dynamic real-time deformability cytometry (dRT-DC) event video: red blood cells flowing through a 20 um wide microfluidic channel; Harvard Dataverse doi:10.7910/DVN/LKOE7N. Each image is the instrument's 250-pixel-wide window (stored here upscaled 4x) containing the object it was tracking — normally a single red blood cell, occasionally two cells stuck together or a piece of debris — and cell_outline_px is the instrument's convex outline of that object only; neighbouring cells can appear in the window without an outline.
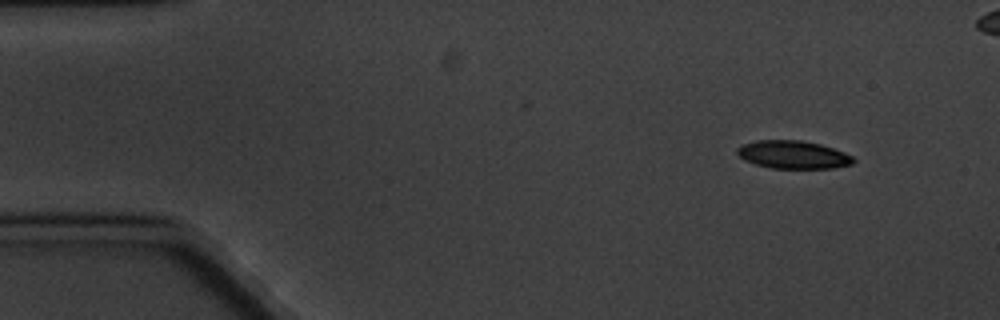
{"species": "common noctule bat (a hibernating species)", "species_latin": "Nyctalus noctula", "temperature_condition": "cold", "stored_images_in_passage": 7, "camera_frame_rate_fps": 3000, "um_per_image_px": 0.085, "animal": {"sex": "male", "body_mass_g": 20.1, "forearm_length_mm": 53.5}, "frame": {"image": 1, "passage_image": 1, "time_ms": 0.0, "image_size_px": [1000, 320], "cell_outline_px": [[856, 160], [852, 164], [832, 168], [772, 168], [756, 164], [744, 160], [736, 152], [736, 148], [744, 144], [756, 140], [800, 140], [820, 144], [844, 152], [852, 156]], "centroid_in_image_um": [67.41, 13.14], "position_along_channel_um": 17.6, "area_um2": 18.84}}
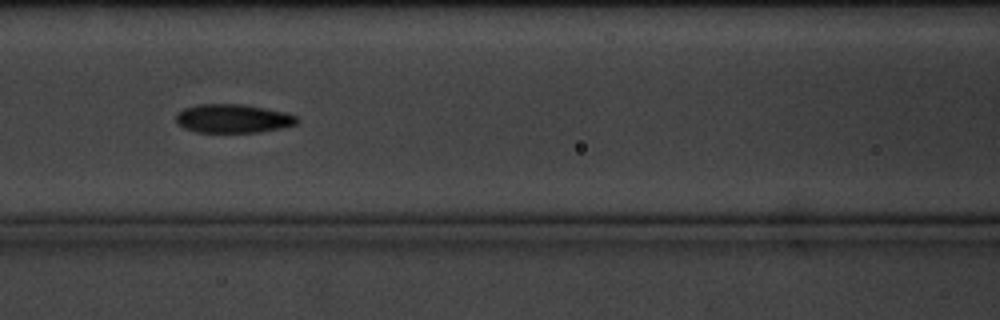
{"frame": {"image": 2, "passage_image": 6, "time_ms": 6.667, "image_size_px": [1000, 320], "cell_outline_px": [[300, 120], [296, 124], [280, 128], [256, 132], [196, 132], [184, 128], [176, 124], [176, 112], [184, 108], [196, 104], [244, 104], [284, 112], [296, 116]], "centroid_in_image_um": [19.75, 10.07], "position_along_channel_um": 146.8, "area_um2": 20.29}}